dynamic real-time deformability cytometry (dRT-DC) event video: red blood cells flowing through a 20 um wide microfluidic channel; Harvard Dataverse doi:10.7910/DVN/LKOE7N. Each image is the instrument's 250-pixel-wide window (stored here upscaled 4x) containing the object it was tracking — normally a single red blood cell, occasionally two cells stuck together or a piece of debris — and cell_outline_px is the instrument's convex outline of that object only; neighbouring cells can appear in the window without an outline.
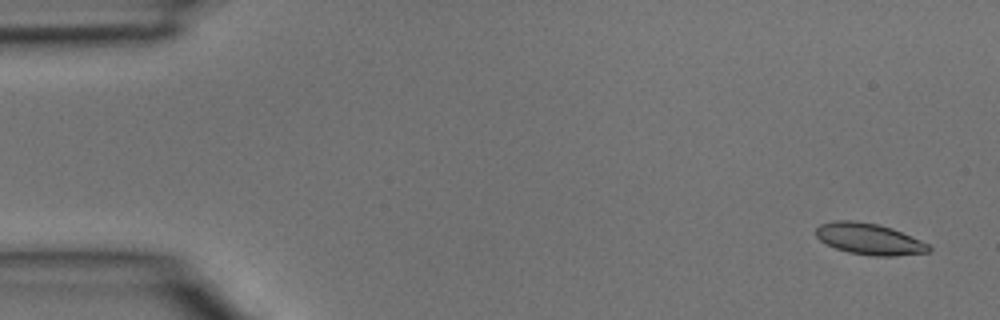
{"species": "common noctule bat (a hibernating species)", "species_latin": "Nyctalus noctula", "temperature_condition": "room temperature", "stored_images_in_passage": 3, "camera_frame_rate_fps": 3000, "um_per_image_px": 0.085, "animal": {"sex": "male", "body_mass_g": 15.6}, "frame": {"image": 1, "passage_image": 1, "time_ms": 0.0, "image_size_px": [1000, 320], "cell_outline_px": [[932, 248], [928, 252], [896, 256], [872, 256], [848, 252], [836, 248], [820, 240], [816, 236], [816, 228], [820, 224], [836, 220], [852, 220], [880, 224], [892, 228], [920, 240], [928, 244]], "centroid_in_image_um": [73.88, 20.31], "position_along_channel_um": 11.1, "area_um2": 20.58}}
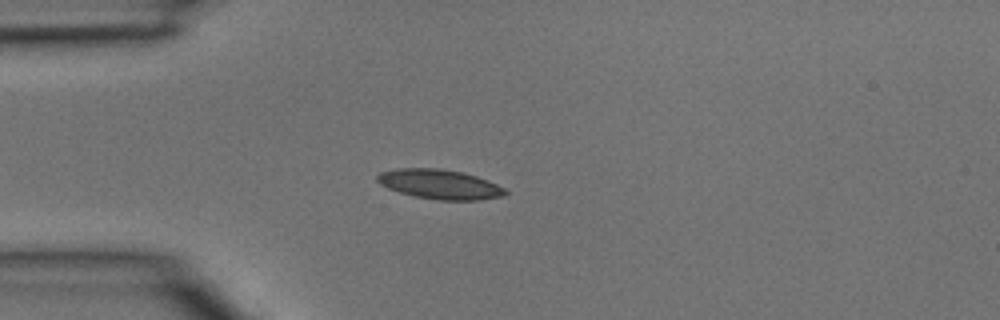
{"frame": {"image": 2, "passage_image": 3, "time_ms": 0.667, "image_size_px": [1000, 320], "cell_outline_px": [[508, 192], [504, 196], [480, 200], [440, 200], [416, 196], [400, 192], [388, 188], [380, 184], [376, 180], [376, 176], [380, 172], [396, 168], [440, 168], [464, 172], [488, 180], [504, 188]], "centroid_in_image_um": [37.38, 15.65], "position_along_channel_um": 47.6, "area_um2": 22.14}}